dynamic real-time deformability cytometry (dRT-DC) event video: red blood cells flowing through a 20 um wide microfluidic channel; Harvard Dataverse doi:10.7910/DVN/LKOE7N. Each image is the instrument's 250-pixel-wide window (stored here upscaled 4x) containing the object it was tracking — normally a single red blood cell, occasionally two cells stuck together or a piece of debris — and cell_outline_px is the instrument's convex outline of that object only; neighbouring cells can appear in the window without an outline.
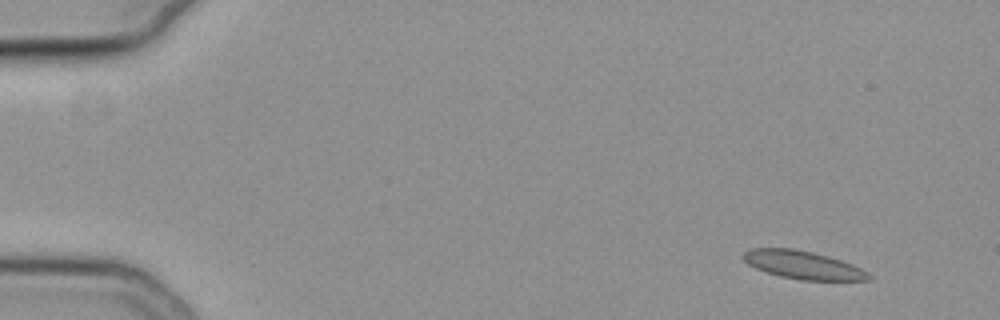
{"species": "common noctule bat (a hibernating species)", "species_latin": "Nyctalus noctula", "temperature_condition": "cold", "stored_images_in_passage": 52, "camera_frame_rate_fps": 3000, "um_per_image_px": 0.085, "animal": {"sex": "female", "body_mass_g": 19.3, "forearm_length_mm": 54.1}, "frame": {"image": 1, "passage_image": 1, "time_ms": 0.0, "image_size_px": [1000, 320], "cell_outline_px": [[872, 280], [800, 280], [780, 276], [756, 268], [748, 264], [740, 256], [748, 248], [792, 248], [812, 252], [828, 256], [852, 264], [868, 272], [872, 276]], "centroid_in_image_um": [68.24, 22.51], "position_along_channel_um": 16.8, "area_um2": 20.52}}
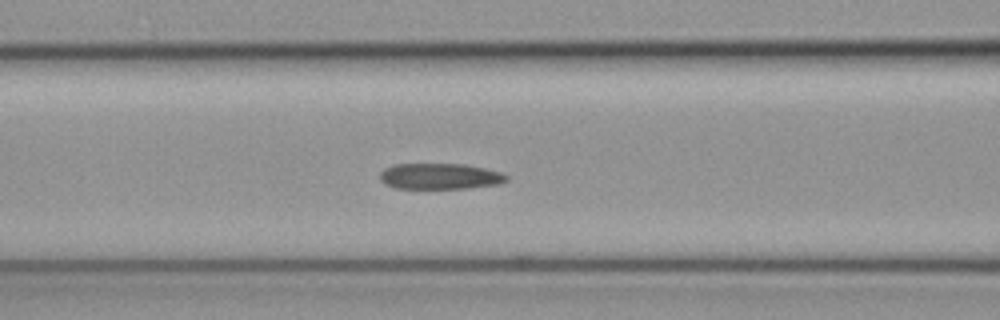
{"frame": {"image": 2, "passage_image": 20, "time_ms": 6.333, "image_size_px": [1000, 320], "cell_outline_px": [[508, 180], [500, 184], [468, 188], [396, 188], [380, 180], [380, 172], [384, 168], [392, 164], [464, 164], [484, 168], [500, 172], [508, 176]], "centroid_in_image_um": [37.4, 14.98], "position_along_channel_um": 129.2, "area_um2": 19.07}}
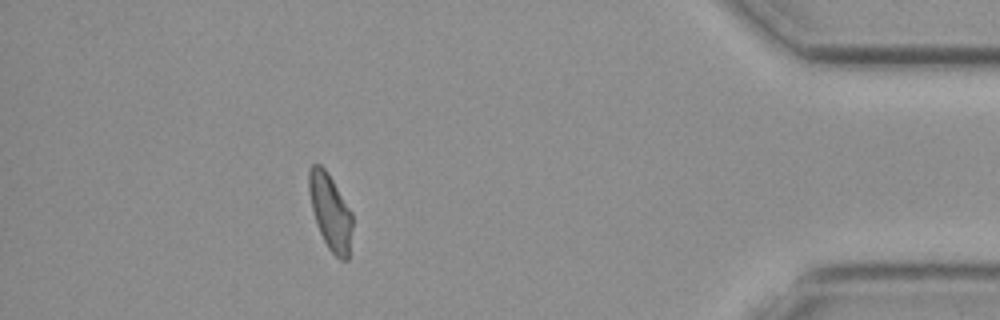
{"frame": {"image": 3, "passage_image": 46, "time_ms": 15.0, "image_size_px": [1000, 320], "cell_outline_px": [[352, 228], [348, 260], [340, 260], [328, 248], [316, 224], [308, 192], [308, 168], [312, 164], [320, 164], [328, 172], [352, 212]], "centroid_in_image_um": [28.06, 17.98], "position_along_channel_um": 407.1, "area_um2": 19.31}, "authors_computed_cell_mechanics": {"area_um2": 20.1722, "velocity_mm_per_s": 3.774, "shape_relaxation_time_tau1_ms": 7.0254, "shape_relaxation_time_tau2_ms": 2.5301, "deformation_change_tau1": 0.1558, "deformation_change_tau2": 0.0948}}